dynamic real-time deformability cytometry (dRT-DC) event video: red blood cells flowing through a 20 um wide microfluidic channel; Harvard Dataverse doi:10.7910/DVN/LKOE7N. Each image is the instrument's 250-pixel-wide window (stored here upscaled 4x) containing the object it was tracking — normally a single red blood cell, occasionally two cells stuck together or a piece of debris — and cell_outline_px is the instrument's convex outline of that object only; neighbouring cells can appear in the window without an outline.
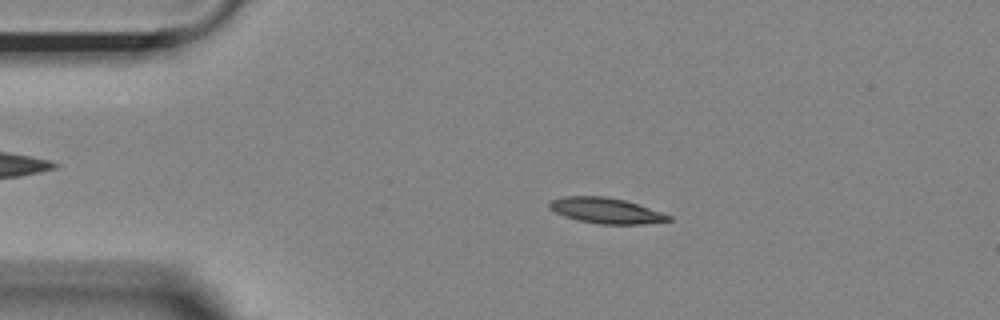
{"species": "Egyptian fruit bat (a non-hibernating species)", "species_latin": "Rousettus aegyptiacus", "temperature_condition": "room temperature", "stored_images_in_passage": 53, "camera_frame_rate_fps": 3000, "um_per_image_px": 0.085, "animal": {"sex": "female"}, "frame": {"image": 1, "passage_image": 10, "time_ms": 3.0, "image_size_px": [1000, 320], "cell_outline_px": [[672, 220], [644, 224], [600, 224], [576, 220], [564, 216], [548, 208], [548, 204], [552, 200], [564, 196], [604, 196], [624, 200], [672, 216]], "centroid_in_image_um": [51.48, 17.9], "position_along_channel_um": 33.5, "area_um2": 17.63}}
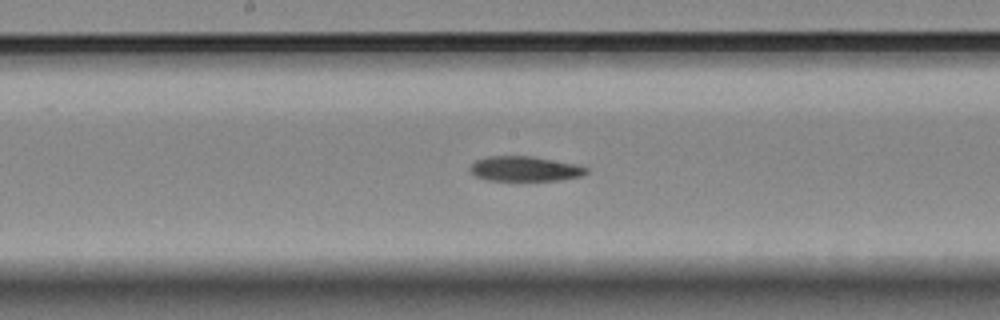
{"frame": {"image": 2, "passage_image": 27, "time_ms": 8.667, "image_size_px": [1000, 320], "cell_outline_px": [[588, 172], [580, 176], [560, 180], [488, 180], [476, 176], [468, 168], [476, 160], [488, 156], [532, 156], [576, 164], [588, 168]], "centroid_in_image_um": [44.61, 14.34], "position_along_channel_um": 203.6, "area_um2": 16.76}}
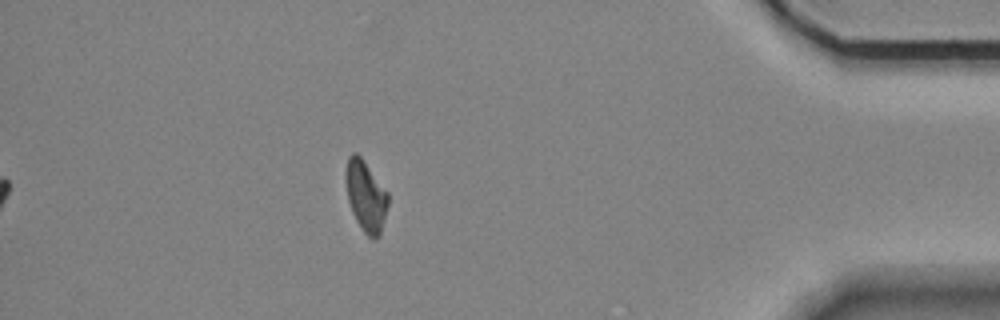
{"frame": {"image": 3, "passage_image": 47, "time_ms": 15.333, "image_size_px": [1000, 320], "cell_outline_px": [[388, 204], [380, 236], [376, 240], [372, 240], [364, 232], [356, 220], [352, 212], [348, 200], [344, 176], [344, 172], [348, 156], [352, 152], [356, 152], [360, 156], [388, 192]], "centroid_in_image_um": [31.08, 16.66], "position_along_channel_um": 404.1, "area_um2": 17.63}, "authors_computed_cell_mechanics": {"area_um2": 17.629, "velocity_mm_per_s": 3.6941, "shape_relaxation_time_tau1_ms": null, "shape_relaxation_time_tau2_ms": 8.922, "deformation_change_tau1": null, "deformation_change_tau2": 0.1721}}